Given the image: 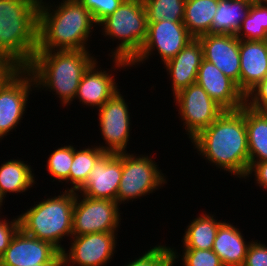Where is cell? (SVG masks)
Returning <instances> with one entry per match:
<instances>
[{
  "label": "cell",
  "instance_id": "cell-1",
  "mask_svg": "<svg viewBox=\"0 0 267 266\" xmlns=\"http://www.w3.org/2000/svg\"><path fill=\"white\" fill-rule=\"evenodd\" d=\"M191 142L209 163L239 178H246L249 151L245 105L238 110H225Z\"/></svg>",
  "mask_w": 267,
  "mask_h": 266
},
{
  "label": "cell",
  "instance_id": "cell-2",
  "mask_svg": "<svg viewBox=\"0 0 267 266\" xmlns=\"http://www.w3.org/2000/svg\"><path fill=\"white\" fill-rule=\"evenodd\" d=\"M62 1L54 10L40 0L37 51L88 50L86 42L97 25L91 12L79 0Z\"/></svg>",
  "mask_w": 267,
  "mask_h": 266
},
{
  "label": "cell",
  "instance_id": "cell-3",
  "mask_svg": "<svg viewBox=\"0 0 267 266\" xmlns=\"http://www.w3.org/2000/svg\"><path fill=\"white\" fill-rule=\"evenodd\" d=\"M95 61L88 50L36 51L27 69L38 90L44 87L54 91L66 106L75 98L81 78Z\"/></svg>",
  "mask_w": 267,
  "mask_h": 266
},
{
  "label": "cell",
  "instance_id": "cell-4",
  "mask_svg": "<svg viewBox=\"0 0 267 266\" xmlns=\"http://www.w3.org/2000/svg\"><path fill=\"white\" fill-rule=\"evenodd\" d=\"M40 0H0V56L27 68L38 49Z\"/></svg>",
  "mask_w": 267,
  "mask_h": 266
},
{
  "label": "cell",
  "instance_id": "cell-5",
  "mask_svg": "<svg viewBox=\"0 0 267 266\" xmlns=\"http://www.w3.org/2000/svg\"><path fill=\"white\" fill-rule=\"evenodd\" d=\"M75 191L65 190L63 194L43 199L19 218L20 229L40 240L48 241L61 252L65 249L60 244L65 236H73L72 220Z\"/></svg>",
  "mask_w": 267,
  "mask_h": 266
},
{
  "label": "cell",
  "instance_id": "cell-6",
  "mask_svg": "<svg viewBox=\"0 0 267 266\" xmlns=\"http://www.w3.org/2000/svg\"><path fill=\"white\" fill-rule=\"evenodd\" d=\"M98 25L103 27L104 36L120 41L111 53L113 69L130 66L129 62L140 52L147 36L148 19L143 0H124Z\"/></svg>",
  "mask_w": 267,
  "mask_h": 266
},
{
  "label": "cell",
  "instance_id": "cell-7",
  "mask_svg": "<svg viewBox=\"0 0 267 266\" xmlns=\"http://www.w3.org/2000/svg\"><path fill=\"white\" fill-rule=\"evenodd\" d=\"M150 156L122 153V176L117 193V203L146 196L167 183ZM166 181V182H165ZM149 193V194H148Z\"/></svg>",
  "mask_w": 267,
  "mask_h": 266
},
{
  "label": "cell",
  "instance_id": "cell-8",
  "mask_svg": "<svg viewBox=\"0 0 267 266\" xmlns=\"http://www.w3.org/2000/svg\"><path fill=\"white\" fill-rule=\"evenodd\" d=\"M79 194L75 192L72 220L73 236L116 232L121 222L120 205L117 201L89 198L84 195L81 199V193Z\"/></svg>",
  "mask_w": 267,
  "mask_h": 266
},
{
  "label": "cell",
  "instance_id": "cell-9",
  "mask_svg": "<svg viewBox=\"0 0 267 266\" xmlns=\"http://www.w3.org/2000/svg\"><path fill=\"white\" fill-rule=\"evenodd\" d=\"M174 100L190 140L210 126L225 110L197 83L182 89Z\"/></svg>",
  "mask_w": 267,
  "mask_h": 266
},
{
  "label": "cell",
  "instance_id": "cell-10",
  "mask_svg": "<svg viewBox=\"0 0 267 266\" xmlns=\"http://www.w3.org/2000/svg\"><path fill=\"white\" fill-rule=\"evenodd\" d=\"M194 37L188 32L183 21L161 20L148 22L147 36L140 52L129 62L130 66L143 63L157 49L165 63L176 56Z\"/></svg>",
  "mask_w": 267,
  "mask_h": 266
},
{
  "label": "cell",
  "instance_id": "cell-11",
  "mask_svg": "<svg viewBox=\"0 0 267 266\" xmlns=\"http://www.w3.org/2000/svg\"><path fill=\"white\" fill-rule=\"evenodd\" d=\"M124 96L117 91L99 110V125L106 146L99 147L108 153H126L130 137V112Z\"/></svg>",
  "mask_w": 267,
  "mask_h": 266
},
{
  "label": "cell",
  "instance_id": "cell-12",
  "mask_svg": "<svg viewBox=\"0 0 267 266\" xmlns=\"http://www.w3.org/2000/svg\"><path fill=\"white\" fill-rule=\"evenodd\" d=\"M117 232L90 233L72 236L71 246L61 252L65 266H104L114 256ZM72 264V265H71Z\"/></svg>",
  "mask_w": 267,
  "mask_h": 266
},
{
  "label": "cell",
  "instance_id": "cell-13",
  "mask_svg": "<svg viewBox=\"0 0 267 266\" xmlns=\"http://www.w3.org/2000/svg\"><path fill=\"white\" fill-rule=\"evenodd\" d=\"M61 251L52 243L26 234L20 228L0 256V266H33L53 263Z\"/></svg>",
  "mask_w": 267,
  "mask_h": 266
},
{
  "label": "cell",
  "instance_id": "cell-14",
  "mask_svg": "<svg viewBox=\"0 0 267 266\" xmlns=\"http://www.w3.org/2000/svg\"><path fill=\"white\" fill-rule=\"evenodd\" d=\"M34 85L31 72L24 68L0 91V140L23 118L30 91L36 88Z\"/></svg>",
  "mask_w": 267,
  "mask_h": 266
},
{
  "label": "cell",
  "instance_id": "cell-15",
  "mask_svg": "<svg viewBox=\"0 0 267 266\" xmlns=\"http://www.w3.org/2000/svg\"><path fill=\"white\" fill-rule=\"evenodd\" d=\"M122 176V153L105 152L95 163L86 183L77 191L95 199L117 201Z\"/></svg>",
  "mask_w": 267,
  "mask_h": 266
},
{
  "label": "cell",
  "instance_id": "cell-16",
  "mask_svg": "<svg viewBox=\"0 0 267 266\" xmlns=\"http://www.w3.org/2000/svg\"><path fill=\"white\" fill-rule=\"evenodd\" d=\"M197 39L202 45L203 59L220 69L240 90V51L236 35L209 33Z\"/></svg>",
  "mask_w": 267,
  "mask_h": 266
},
{
  "label": "cell",
  "instance_id": "cell-17",
  "mask_svg": "<svg viewBox=\"0 0 267 266\" xmlns=\"http://www.w3.org/2000/svg\"><path fill=\"white\" fill-rule=\"evenodd\" d=\"M196 83L224 110H238L245 105V95L237 84L204 59L198 69Z\"/></svg>",
  "mask_w": 267,
  "mask_h": 266
},
{
  "label": "cell",
  "instance_id": "cell-18",
  "mask_svg": "<svg viewBox=\"0 0 267 266\" xmlns=\"http://www.w3.org/2000/svg\"><path fill=\"white\" fill-rule=\"evenodd\" d=\"M240 91L246 96L267 78V40H239Z\"/></svg>",
  "mask_w": 267,
  "mask_h": 266
},
{
  "label": "cell",
  "instance_id": "cell-19",
  "mask_svg": "<svg viewBox=\"0 0 267 266\" xmlns=\"http://www.w3.org/2000/svg\"><path fill=\"white\" fill-rule=\"evenodd\" d=\"M202 60L201 42L194 38L175 57L164 63L172 80L173 96L189 85L196 83Z\"/></svg>",
  "mask_w": 267,
  "mask_h": 266
},
{
  "label": "cell",
  "instance_id": "cell-20",
  "mask_svg": "<svg viewBox=\"0 0 267 266\" xmlns=\"http://www.w3.org/2000/svg\"><path fill=\"white\" fill-rule=\"evenodd\" d=\"M97 62L95 61L81 78L75 99L78 98L86 106L99 109L120 89L113 79L114 75L96 68Z\"/></svg>",
  "mask_w": 267,
  "mask_h": 266
},
{
  "label": "cell",
  "instance_id": "cell-21",
  "mask_svg": "<svg viewBox=\"0 0 267 266\" xmlns=\"http://www.w3.org/2000/svg\"><path fill=\"white\" fill-rule=\"evenodd\" d=\"M231 223L225 221L219 226L212 250L224 266H243L250 242Z\"/></svg>",
  "mask_w": 267,
  "mask_h": 266
},
{
  "label": "cell",
  "instance_id": "cell-22",
  "mask_svg": "<svg viewBox=\"0 0 267 266\" xmlns=\"http://www.w3.org/2000/svg\"><path fill=\"white\" fill-rule=\"evenodd\" d=\"M245 124L250 168L256 162L267 161V110H256L245 104Z\"/></svg>",
  "mask_w": 267,
  "mask_h": 266
},
{
  "label": "cell",
  "instance_id": "cell-23",
  "mask_svg": "<svg viewBox=\"0 0 267 266\" xmlns=\"http://www.w3.org/2000/svg\"><path fill=\"white\" fill-rule=\"evenodd\" d=\"M18 159H10L0 166V199L3 202L7 193H22L35 184L31 165Z\"/></svg>",
  "mask_w": 267,
  "mask_h": 266
},
{
  "label": "cell",
  "instance_id": "cell-24",
  "mask_svg": "<svg viewBox=\"0 0 267 266\" xmlns=\"http://www.w3.org/2000/svg\"><path fill=\"white\" fill-rule=\"evenodd\" d=\"M218 4L219 0H186L183 23L194 38L212 33Z\"/></svg>",
  "mask_w": 267,
  "mask_h": 266
},
{
  "label": "cell",
  "instance_id": "cell-25",
  "mask_svg": "<svg viewBox=\"0 0 267 266\" xmlns=\"http://www.w3.org/2000/svg\"><path fill=\"white\" fill-rule=\"evenodd\" d=\"M250 6L239 0H219L218 9L212 21V34L236 35Z\"/></svg>",
  "mask_w": 267,
  "mask_h": 266
},
{
  "label": "cell",
  "instance_id": "cell-26",
  "mask_svg": "<svg viewBox=\"0 0 267 266\" xmlns=\"http://www.w3.org/2000/svg\"><path fill=\"white\" fill-rule=\"evenodd\" d=\"M214 215L203 214L192 220L187 226L182 239L183 249H212L219 226L223 221H217Z\"/></svg>",
  "mask_w": 267,
  "mask_h": 266
},
{
  "label": "cell",
  "instance_id": "cell-27",
  "mask_svg": "<svg viewBox=\"0 0 267 266\" xmlns=\"http://www.w3.org/2000/svg\"><path fill=\"white\" fill-rule=\"evenodd\" d=\"M104 153L105 152L98 146L92 148L87 147L78 151L74 148V158L69 173V181L73 187L67 190L77 192L86 183L96 161Z\"/></svg>",
  "mask_w": 267,
  "mask_h": 266
},
{
  "label": "cell",
  "instance_id": "cell-28",
  "mask_svg": "<svg viewBox=\"0 0 267 266\" xmlns=\"http://www.w3.org/2000/svg\"><path fill=\"white\" fill-rule=\"evenodd\" d=\"M236 37L239 40H267V0L250 6Z\"/></svg>",
  "mask_w": 267,
  "mask_h": 266
},
{
  "label": "cell",
  "instance_id": "cell-29",
  "mask_svg": "<svg viewBox=\"0 0 267 266\" xmlns=\"http://www.w3.org/2000/svg\"><path fill=\"white\" fill-rule=\"evenodd\" d=\"M148 22L183 21L186 0H143Z\"/></svg>",
  "mask_w": 267,
  "mask_h": 266
},
{
  "label": "cell",
  "instance_id": "cell-30",
  "mask_svg": "<svg viewBox=\"0 0 267 266\" xmlns=\"http://www.w3.org/2000/svg\"><path fill=\"white\" fill-rule=\"evenodd\" d=\"M74 158V147L70 145L55 149L47 161V170L56 180L69 181L70 167Z\"/></svg>",
  "mask_w": 267,
  "mask_h": 266
},
{
  "label": "cell",
  "instance_id": "cell-31",
  "mask_svg": "<svg viewBox=\"0 0 267 266\" xmlns=\"http://www.w3.org/2000/svg\"><path fill=\"white\" fill-rule=\"evenodd\" d=\"M178 257L176 249L160 244L124 266H173Z\"/></svg>",
  "mask_w": 267,
  "mask_h": 266
},
{
  "label": "cell",
  "instance_id": "cell-32",
  "mask_svg": "<svg viewBox=\"0 0 267 266\" xmlns=\"http://www.w3.org/2000/svg\"><path fill=\"white\" fill-rule=\"evenodd\" d=\"M182 264L184 266H224L212 249H183Z\"/></svg>",
  "mask_w": 267,
  "mask_h": 266
},
{
  "label": "cell",
  "instance_id": "cell-33",
  "mask_svg": "<svg viewBox=\"0 0 267 266\" xmlns=\"http://www.w3.org/2000/svg\"><path fill=\"white\" fill-rule=\"evenodd\" d=\"M91 12L98 25L104 18L113 14L124 0H79Z\"/></svg>",
  "mask_w": 267,
  "mask_h": 266
},
{
  "label": "cell",
  "instance_id": "cell-34",
  "mask_svg": "<svg viewBox=\"0 0 267 266\" xmlns=\"http://www.w3.org/2000/svg\"><path fill=\"white\" fill-rule=\"evenodd\" d=\"M245 104L256 110H267V78L245 96Z\"/></svg>",
  "mask_w": 267,
  "mask_h": 266
},
{
  "label": "cell",
  "instance_id": "cell-35",
  "mask_svg": "<svg viewBox=\"0 0 267 266\" xmlns=\"http://www.w3.org/2000/svg\"><path fill=\"white\" fill-rule=\"evenodd\" d=\"M24 69L17 61L0 56V91Z\"/></svg>",
  "mask_w": 267,
  "mask_h": 266
},
{
  "label": "cell",
  "instance_id": "cell-36",
  "mask_svg": "<svg viewBox=\"0 0 267 266\" xmlns=\"http://www.w3.org/2000/svg\"><path fill=\"white\" fill-rule=\"evenodd\" d=\"M243 266H267V246L251 241Z\"/></svg>",
  "mask_w": 267,
  "mask_h": 266
},
{
  "label": "cell",
  "instance_id": "cell-37",
  "mask_svg": "<svg viewBox=\"0 0 267 266\" xmlns=\"http://www.w3.org/2000/svg\"><path fill=\"white\" fill-rule=\"evenodd\" d=\"M20 228L19 218L9 222L0 218V256L9 246L13 236Z\"/></svg>",
  "mask_w": 267,
  "mask_h": 266
},
{
  "label": "cell",
  "instance_id": "cell-38",
  "mask_svg": "<svg viewBox=\"0 0 267 266\" xmlns=\"http://www.w3.org/2000/svg\"><path fill=\"white\" fill-rule=\"evenodd\" d=\"M255 175L256 183L259 184L260 187L267 189V161L256 162L254 163L248 170L246 177Z\"/></svg>",
  "mask_w": 267,
  "mask_h": 266
},
{
  "label": "cell",
  "instance_id": "cell-39",
  "mask_svg": "<svg viewBox=\"0 0 267 266\" xmlns=\"http://www.w3.org/2000/svg\"><path fill=\"white\" fill-rule=\"evenodd\" d=\"M33 266H65L62 255H60L53 263L47 265H33Z\"/></svg>",
  "mask_w": 267,
  "mask_h": 266
},
{
  "label": "cell",
  "instance_id": "cell-40",
  "mask_svg": "<svg viewBox=\"0 0 267 266\" xmlns=\"http://www.w3.org/2000/svg\"><path fill=\"white\" fill-rule=\"evenodd\" d=\"M239 1L246 2L249 5H254V4L261 3V2H265V0H239Z\"/></svg>",
  "mask_w": 267,
  "mask_h": 266
}]
</instances>
